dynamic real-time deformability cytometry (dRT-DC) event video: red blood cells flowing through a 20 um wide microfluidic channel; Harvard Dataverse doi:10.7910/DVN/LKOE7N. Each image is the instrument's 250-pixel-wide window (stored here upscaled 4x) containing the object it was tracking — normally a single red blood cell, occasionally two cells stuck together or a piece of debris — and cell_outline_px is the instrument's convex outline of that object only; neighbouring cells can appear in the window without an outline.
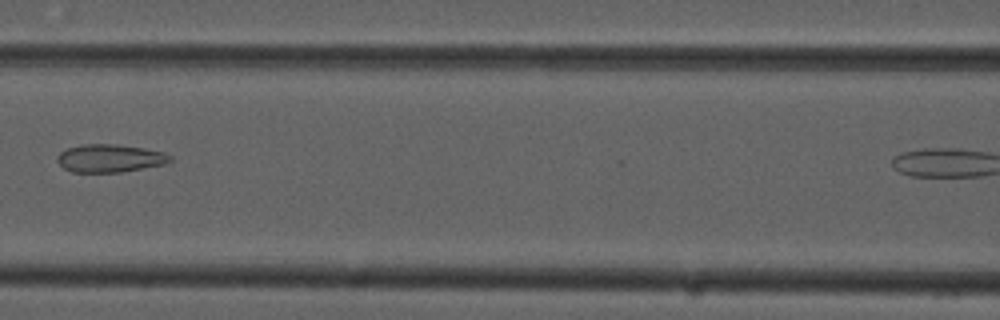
{"species": "common noctule bat (a hibernating species)", "species_latin": "Nyctalus noctula", "temperature_condition": "cold", "stored_images_in_passage": 12, "camera_frame_rate_fps": 3000, "um_per_image_px": 0.085, "animal": {"sex": "male", "forearm_length_mm": 52.5}, "frame": {"image": 1, "passage_image": 10, "time_ms": 3.0, "image_size_px": [1000, 320], "cell_outline_px": [[172, 160], [164, 164], [120, 172], [72, 172], [64, 168], [56, 160], [56, 156], [60, 152], [68, 148], [84, 144], [116, 144], [144, 148], [164, 152], [172, 156]], "centroid_in_image_um": [9.33, 13.45], "position_along_channel_um": 157.3, "area_um2": 18.32}}